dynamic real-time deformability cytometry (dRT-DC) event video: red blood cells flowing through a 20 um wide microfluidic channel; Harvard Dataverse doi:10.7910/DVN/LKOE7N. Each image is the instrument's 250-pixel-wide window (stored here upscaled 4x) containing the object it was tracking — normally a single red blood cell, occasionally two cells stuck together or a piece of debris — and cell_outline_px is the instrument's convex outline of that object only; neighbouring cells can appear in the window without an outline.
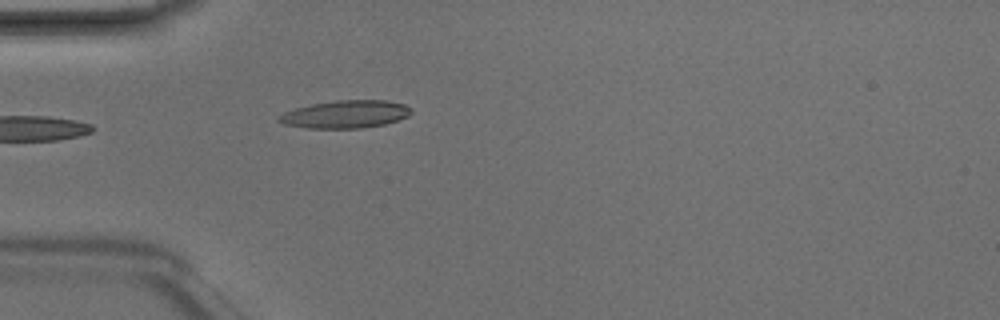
{"species": "Egyptian fruit bat (a non-hibernating species)", "species_latin": "Rousettus aegyptiacus", "temperature_condition": "room temperature", "stored_images_in_passage": 6, "camera_frame_rate_fps": 3000, "um_per_image_px": 0.085, "animal": {"sex": "male"}, "frame": {"image": 1, "passage_image": 6, "time_ms": 1.667, "image_size_px": [1000, 320], "cell_outline_px": [[412, 112], [408, 116], [384, 124], [360, 128], [308, 128], [284, 124], [276, 120], [276, 116], [284, 112], [296, 108], [312, 104], [336, 100], [384, 100], [404, 104], [412, 108]], "centroid_in_image_um": [29.34, 9.71], "position_along_channel_um": 55.7, "area_um2": 21.33}}